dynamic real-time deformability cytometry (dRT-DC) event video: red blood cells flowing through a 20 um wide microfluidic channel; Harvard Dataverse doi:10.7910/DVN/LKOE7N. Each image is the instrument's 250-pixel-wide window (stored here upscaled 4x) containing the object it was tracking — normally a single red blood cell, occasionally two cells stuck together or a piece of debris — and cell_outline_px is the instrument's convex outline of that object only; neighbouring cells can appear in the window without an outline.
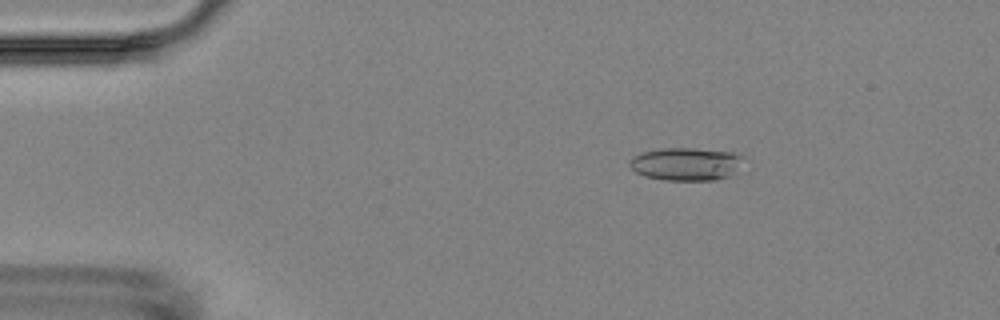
{"species": "Egyptian fruit bat (a non-hibernating species)", "species_latin": "Rousettus aegyptiacus", "temperature_condition": "room temperature", "stored_images_in_passage": 5, "camera_frame_rate_fps": 3000, "um_per_image_px": 0.085, "animal": {"sex": "female"}, "frame": {"image": 1, "passage_image": 3, "time_ms": 2.333, "image_size_px": [1000, 320], "cell_outline_px": [[744, 156], [728, 176], [716, 180], [664, 180], [644, 176], [636, 172], [628, 164], [628, 160], [632, 156], [640, 152], [660, 148], [692, 148], [732, 152]], "centroid_in_image_um": [58.2, 13.93], "position_along_channel_um": 26.8, "area_um2": 21.68}}